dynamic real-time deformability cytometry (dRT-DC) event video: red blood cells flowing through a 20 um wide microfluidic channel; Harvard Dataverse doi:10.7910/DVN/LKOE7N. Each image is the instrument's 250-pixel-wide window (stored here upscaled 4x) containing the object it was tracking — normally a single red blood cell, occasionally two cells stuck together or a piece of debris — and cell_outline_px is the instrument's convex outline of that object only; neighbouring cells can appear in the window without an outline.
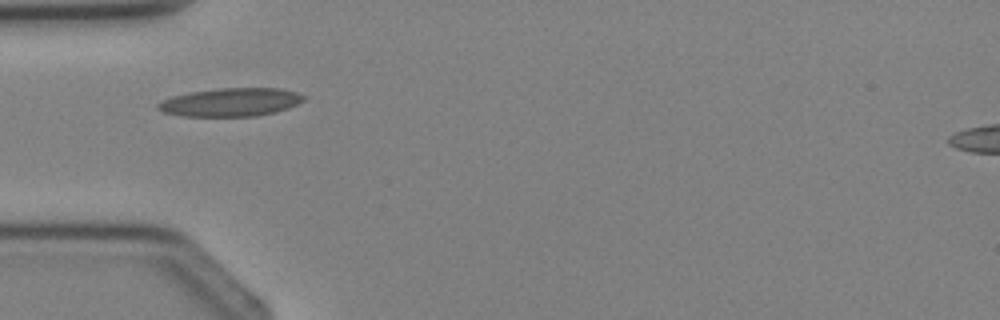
{"species": "Egyptian fruit bat (a non-hibernating species)", "species_latin": "Rousettus aegyptiacus", "temperature_condition": "cold", "stored_images_in_passage": 2, "camera_frame_rate_fps": 3000, "um_per_image_px": 0.085, "animal": {"sex": "female"}, "frame": {"image": 1, "passage_image": 1, "time_ms": 0.0, "image_size_px": [1000, 320], "cell_outline_px": [[308, 96], [304, 100], [288, 108], [276, 112], [256, 116], [180, 116], [164, 112], [156, 108], [156, 104], [172, 96], [188, 92], [220, 88], [280, 88], [296, 92]], "centroid_in_image_um": [19.62, 8.68], "position_along_channel_um": 65.4, "area_um2": 24.16}}
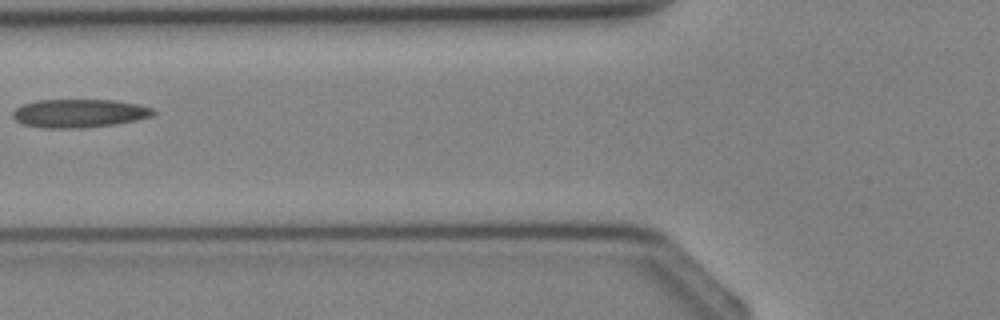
{"frame": {"image": 2, "passage_image": 2, "time_ms": 1.0, "image_size_px": [1000, 320], "cell_outline_px": [[156, 112], [152, 116], [136, 120], [112, 124], [80, 128], [40, 128], [20, 124], [12, 116], [12, 112], [16, 108], [24, 104], [36, 100], [112, 100], [140, 104], [152, 108]], "centroid_in_image_um": [6.7, 9.63], "position_along_channel_um": 119.1, "area_um2": 23.29}}